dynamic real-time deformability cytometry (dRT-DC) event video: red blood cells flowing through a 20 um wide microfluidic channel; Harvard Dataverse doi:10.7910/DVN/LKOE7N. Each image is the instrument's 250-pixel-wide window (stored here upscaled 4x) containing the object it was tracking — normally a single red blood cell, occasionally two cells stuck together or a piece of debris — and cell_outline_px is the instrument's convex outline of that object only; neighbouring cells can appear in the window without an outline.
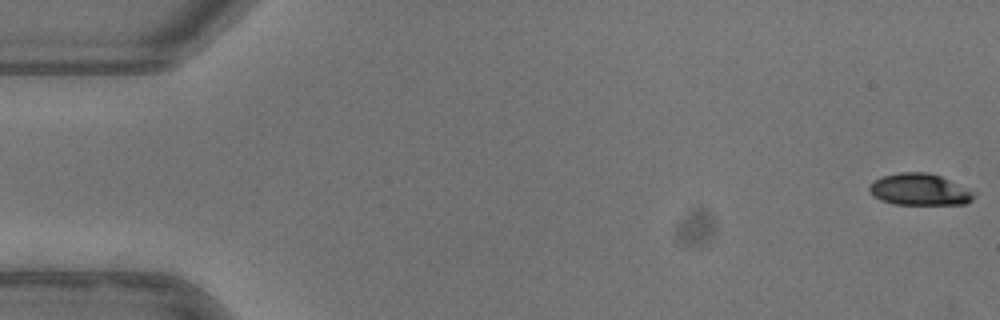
{"species": "common noctule bat (a hibernating species)", "species_latin": "Nyctalus noctula", "temperature_condition": "warm", "stored_images_in_passage": 53, "camera_frame_rate_fps": 3000, "um_per_image_px": 0.085, "animal": {"sex": "female"}, "frame": {"image": 1, "passage_image": 1, "time_ms": 0.0, "image_size_px": [1000, 320], "cell_outline_px": [[976, 196], [972, 200], [964, 204], [896, 204], [880, 200], [872, 196], [868, 188], [872, 180], [884, 176], [900, 172], [928, 172], [940, 176], [976, 192]], "centroid_in_image_um": [78.15, 16.11], "position_along_channel_um": 6.9, "area_um2": 19.36}}
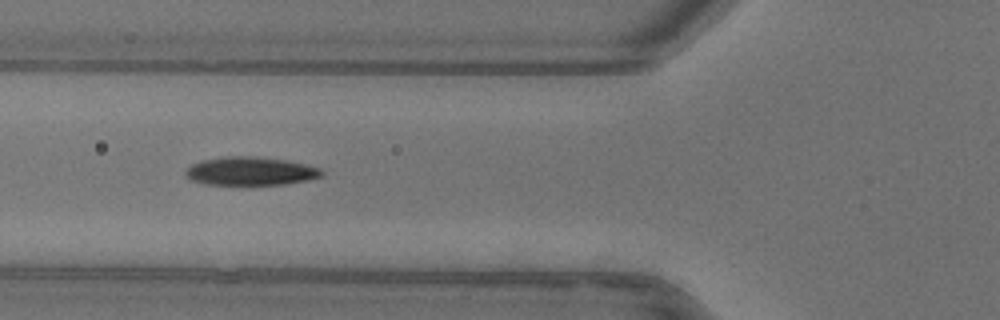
{"frame": {"image": 2, "passage_image": 20, "time_ms": 6.333, "image_size_px": [1000, 320], "cell_outline_px": [[324, 172], [320, 176], [308, 180], [284, 184], [208, 184], [192, 180], [184, 172], [192, 164], [204, 160], [228, 156], [260, 156], [288, 160], [320, 168]], "centroid_in_image_um": [21.33, 14.53], "position_along_channel_um": 104.5, "area_um2": 22.25}}
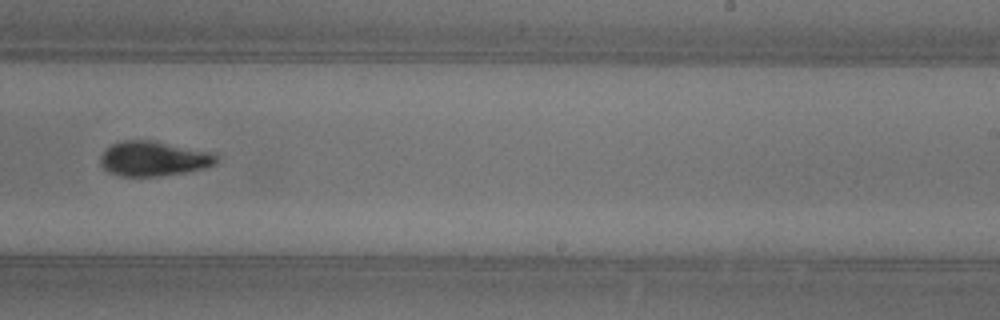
{"frame": {"image": 3, "passage_image": 33, "time_ms": 10.667, "image_size_px": [1000, 320], "cell_outline_px": [[216, 164], [204, 168], [184, 172], [160, 176], [120, 176], [108, 172], [100, 164], [100, 156], [112, 144], [120, 140], [152, 140], [212, 152], [216, 156]], "centroid_in_image_um": [13.03, 13.48], "position_along_channel_um": 276.0, "area_um2": 23.47}, "authors_computed_cell_mechanics": {"area_um2": 21.8484, "velocity_mm_per_s": 3.9579, "shape_relaxation_time_tau1_ms": 4.6108, "shape_relaxation_time_tau2_ms": 3.5442, "deformation_change_tau1": 0.1686, "deformation_change_tau2": 0.0851}}